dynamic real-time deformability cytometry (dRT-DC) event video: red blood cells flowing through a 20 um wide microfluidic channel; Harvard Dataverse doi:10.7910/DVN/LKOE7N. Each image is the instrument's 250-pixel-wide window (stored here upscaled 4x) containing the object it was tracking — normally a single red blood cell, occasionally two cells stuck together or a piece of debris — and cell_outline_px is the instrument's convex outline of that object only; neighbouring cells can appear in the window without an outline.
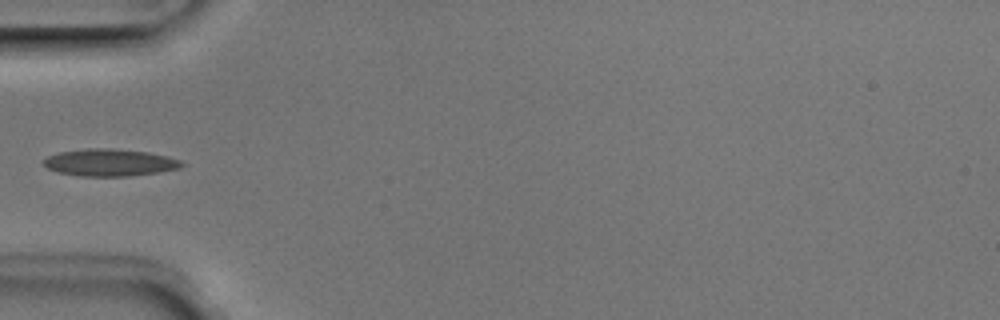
{"species": "Egyptian fruit bat (a non-hibernating species)", "species_latin": "Rousettus aegyptiacus", "temperature_condition": "room temperature", "stored_images_in_passage": 4, "camera_frame_rate_fps": 3000, "um_per_image_px": 0.085, "animal": {"sex": "male"}, "frame": {"image": 1, "passage_image": 4, "time_ms": 1.0, "image_size_px": [1000, 320], "cell_outline_px": [[184, 164], [180, 168], [156, 172], [128, 176], [80, 176], [56, 172], [48, 168], [44, 164], [44, 160], [48, 156], [60, 152], [88, 148], [112, 148], [148, 152], [168, 156], [184, 160]], "centroid_in_image_um": [9.36, 13.81], "position_along_channel_um": 75.6, "area_um2": 21.85}}